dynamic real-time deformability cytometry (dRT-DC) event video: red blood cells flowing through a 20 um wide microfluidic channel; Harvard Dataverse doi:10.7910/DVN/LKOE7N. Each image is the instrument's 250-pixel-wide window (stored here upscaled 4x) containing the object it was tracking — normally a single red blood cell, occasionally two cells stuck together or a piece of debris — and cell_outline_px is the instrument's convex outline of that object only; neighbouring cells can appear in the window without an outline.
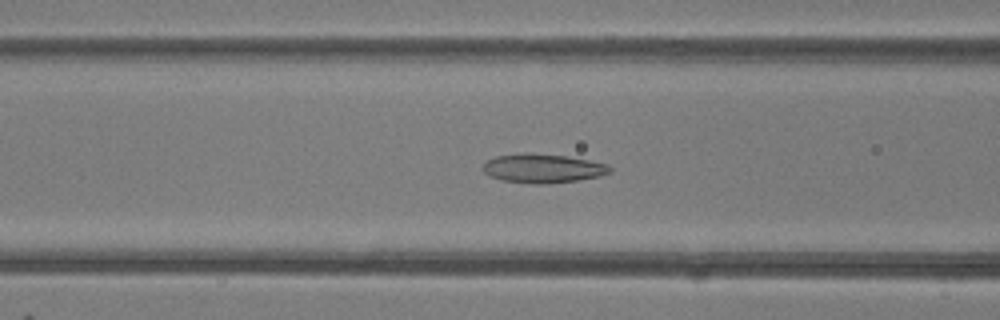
{"species": "common noctule bat (a hibernating species)", "species_latin": "Nyctalus noctula", "temperature_condition": "room temperature", "stored_images_in_passage": 41, "camera_frame_rate_fps": 3000, "um_per_image_px": 0.085, "animal": {"sex": "female"}, "frame": {"image": 1, "passage_image": 20, "time_ms": 6.333, "image_size_px": [1000, 320], "cell_outline_px": [[612, 172], [600, 176], [576, 180], [548, 184], [532, 184], [500, 180], [484, 172], [480, 168], [484, 160], [496, 156], [524, 152], [528, 152], [564, 156], [588, 160], [608, 164], [612, 168]], "centroid_in_image_um": [46.09, 14.31], "position_along_channel_um": 120.5, "area_um2": 21.73}}
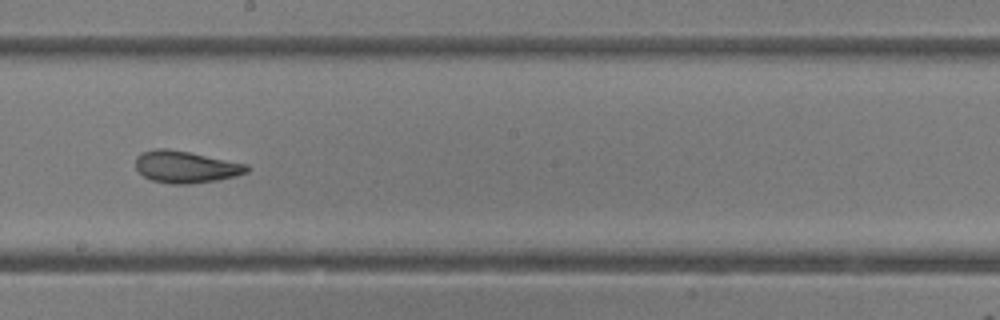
{"frame": {"image": 2, "passage_image": 28, "time_ms": 9.0, "image_size_px": [1000, 320], "cell_outline_px": [[248, 172], [236, 176], [216, 180], [192, 184], [172, 184], [152, 180], [144, 176], [136, 168], [136, 156], [144, 152], [156, 148], [168, 148], [248, 164]], "centroid_in_image_um": [15.79, 14.19], "position_along_channel_um": 232.4, "area_um2": 20.58}}
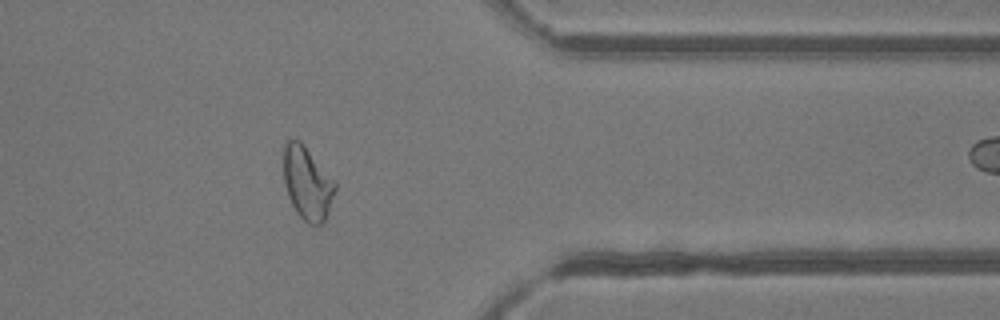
{"frame": {"image": 3, "passage_image": 40, "time_ms": 13.0, "image_size_px": [1000, 320], "cell_outline_px": [[336, 188], [324, 224], [308, 224], [296, 212], [288, 196], [284, 184], [284, 144], [288, 140], [300, 140], [304, 144], [336, 180]], "centroid_in_image_um": [26.14, 15.56], "position_along_channel_um": 385.3, "area_um2": 22.14}}